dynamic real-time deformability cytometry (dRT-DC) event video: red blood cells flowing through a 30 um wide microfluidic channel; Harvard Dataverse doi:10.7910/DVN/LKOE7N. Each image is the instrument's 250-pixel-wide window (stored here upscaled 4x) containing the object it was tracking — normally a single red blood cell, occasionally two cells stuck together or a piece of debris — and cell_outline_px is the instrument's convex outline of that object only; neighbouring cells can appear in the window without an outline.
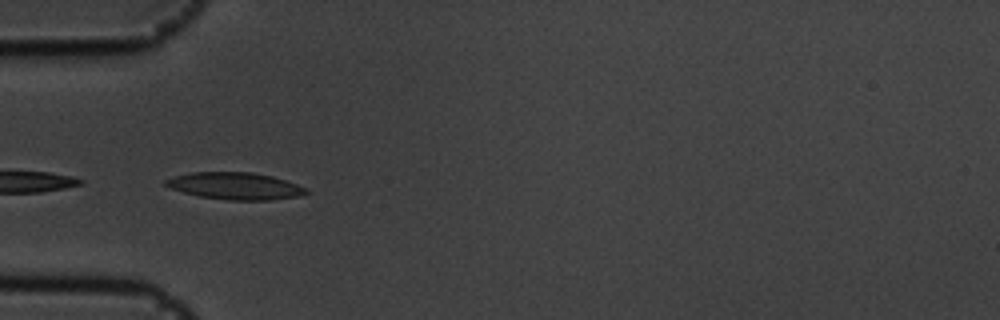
{"species": "common noctule bat (a hibernating species)", "species_latin": "Nyctalus noctula", "temperature_condition": "cold", "stored_images_in_passage": 25, "camera_frame_rate_fps": 3000, "um_per_image_px": 0.085, "animal": {"sex": "male", "body_mass_g": 19.5, "forearm_length_mm": 54.6}, "frame": {"image": 1, "passage_image": 18, "time_ms": 5.667, "image_size_px": [1000, 320], "cell_outline_px": [[308, 192], [300, 196], [268, 200], [228, 200], [200, 196], [184, 192], [172, 188], [164, 184], [164, 180], [172, 176], [192, 172], [252, 172], [272, 176], [308, 188]], "centroid_in_image_um": [19.99, 15.8], "position_along_channel_um": 65.0, "area_um2": 22.02}}